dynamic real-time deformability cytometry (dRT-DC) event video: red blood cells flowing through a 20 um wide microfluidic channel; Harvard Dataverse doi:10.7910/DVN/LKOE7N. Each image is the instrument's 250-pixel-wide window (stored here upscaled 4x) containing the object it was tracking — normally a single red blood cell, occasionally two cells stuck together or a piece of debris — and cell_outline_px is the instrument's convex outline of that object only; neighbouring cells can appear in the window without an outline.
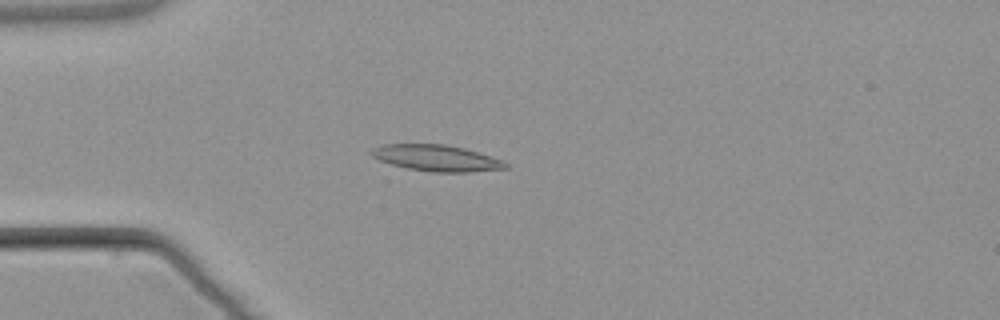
{"species": "common noctule bat (a hibernating species)", "species_latin": "Nyctalus noctula", "temperature_condition": "warm", "stored_images_in_passage": 4, "camera_frame_rate_fps": 3000, "um_per_image_px": 0.085, "animal": {"sex": "male", "body_mass_g": 21.5, "forearm_length_mm": 52.0}, "frame": {"image": 1, "passage_image": 4, "time_ms": 3.333, "image_size_px": [1000, 320], "cell_outline_px": [[508, 168], [468, 172], [432, 172], [408, 168], [392, 164], [380, 160], [372, 156], [368, 152], [372, 148], [384, 144], [444, 144], [464, 148], [500, 160], [508, 164]], "centroid_in_image_um": [37.05, 13.43], "position_along_channel_um": 47.9, "area_um2": 20.23}}